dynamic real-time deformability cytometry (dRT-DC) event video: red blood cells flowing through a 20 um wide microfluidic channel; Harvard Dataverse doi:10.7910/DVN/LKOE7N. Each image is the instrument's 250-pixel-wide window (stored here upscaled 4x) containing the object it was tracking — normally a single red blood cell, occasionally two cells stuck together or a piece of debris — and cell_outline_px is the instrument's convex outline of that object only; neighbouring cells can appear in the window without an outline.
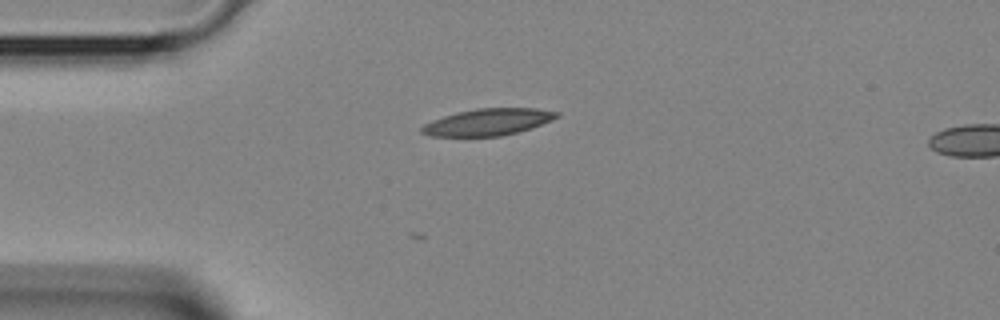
{"species": "Egyptian fruit bat (a non-hibernating species)", "species_latin": "Rousettus aegyptiacus", "temperature_condition": "room temperature", "stored_images_in_passage": 4, "camera_frame_rate_fps": 3000, "um_per_image_px": 0.085, "animal": {"sex": "female"}, "frame": {"image": 1, "passage_image": 2, "time_ms": 0.333, "image_size_px": [1000, 320], "cell_outline_px": [[560, 116], [552, 120], [532, 128], [500, 136], [428, 136], [420, 132], [420, 128], [424, 124], [432, 120], [456, 112], [476, 108], [536, 108], [560, 112]], "centroid_in_image_um": [41.48, 10.37], "position_along_channel_um": 43.5, "area_um2": 21.15}}